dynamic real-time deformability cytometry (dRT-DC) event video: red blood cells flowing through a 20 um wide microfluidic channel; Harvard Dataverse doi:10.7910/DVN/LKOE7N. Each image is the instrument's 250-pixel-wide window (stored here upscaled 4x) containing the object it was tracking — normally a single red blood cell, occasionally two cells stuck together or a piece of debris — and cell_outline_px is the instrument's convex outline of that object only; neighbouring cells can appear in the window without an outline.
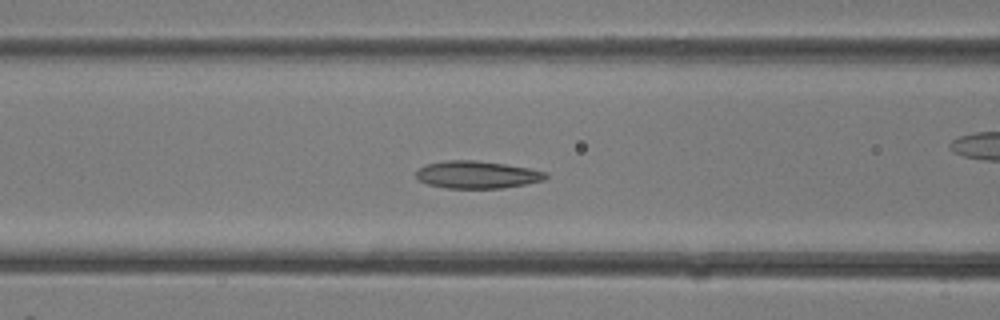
{"species": "common noctule bat (a hibernating species)", "species_latin": "Nyctalus noctula", "temperature_condition": "room temperature", "stored_images_in_passage": 26, "camera_frame_rate_fps": 3000, "um_per_image_px": 0.085, "animal": {"sex": "female"}, "frame": {"image": 1, "passage_image": 5, "time_ms": 1.333, "image_size_px": [1000, 320], "cell_outline_px": [[548, 176], [544, 180], [528, 184], [504, 188], [448, 188], [428, 184], [416, 180], [416, 172], [424, 164], [444, 160], [476, 160], [504, 164], [528, 168], [548, 172]], "centroid_in_image_um": [40.55, 14.85], "position_along_channel_um": 126.1, "area_um2": 20.92}}
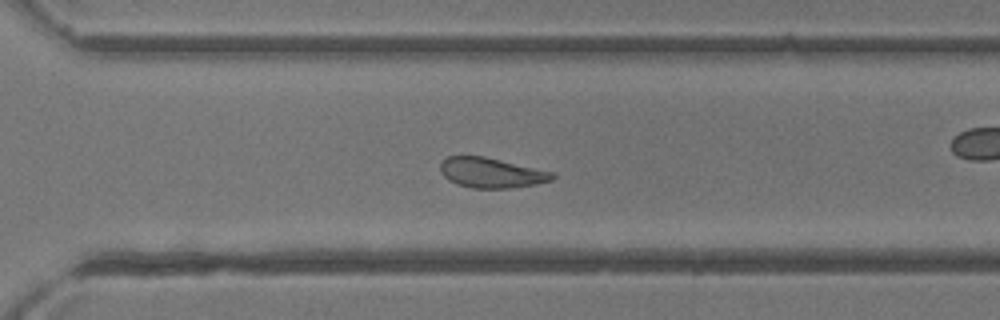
{"frame": {"image": 2, "passage_image": 15, "time_ms": 4.667, "image_size_px": [1000, 320], "cell_outline_px": [[556, 176], [552, 180], [536, 184], [508, 188], [472, 188], [456, 184], [448, 180], [440, 172], [440, 160], [448, 156], [484, 156], [556, 172]], "centroid_in_image_um": [41.76, 14.68], "position_along_channel_um": 328.8, "area_um2": 19.88}}